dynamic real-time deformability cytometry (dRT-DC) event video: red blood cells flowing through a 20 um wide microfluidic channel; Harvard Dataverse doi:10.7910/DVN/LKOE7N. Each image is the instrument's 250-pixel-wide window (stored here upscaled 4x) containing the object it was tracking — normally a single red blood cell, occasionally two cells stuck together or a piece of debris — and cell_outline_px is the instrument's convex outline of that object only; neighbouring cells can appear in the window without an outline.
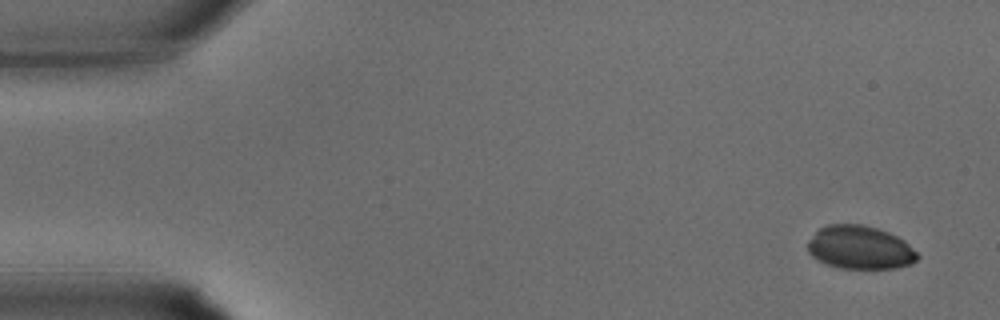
{"species": "common noctule bat (a hibernating species)", "species_latin": "Nyctalus noctula", "temperature_condition": "warm", "stored_images_in_passage": 8, "camera_frame_rate_fps": 3000, "um_per_image_px": 0.085, "animal": {"sex": "male", "body_mass_g": 15.6}, "frame": {"image": 1, "passage_image": 1, "time_ms": 0.0, "image_size_px": [1000, 320], "cell_outline_px": [[920, 256], [912, 264], [896, 268], [840, 268], [828, 264], [812, 256], [808, 252], [808, 240], [820, 228], [828, 224], [864, 224], [888, 232], [904, 240]], "centroid_in_image_um": [73.11, 21.03], "position_along_channel_um": 11.9, "area_um2": 27.57}}